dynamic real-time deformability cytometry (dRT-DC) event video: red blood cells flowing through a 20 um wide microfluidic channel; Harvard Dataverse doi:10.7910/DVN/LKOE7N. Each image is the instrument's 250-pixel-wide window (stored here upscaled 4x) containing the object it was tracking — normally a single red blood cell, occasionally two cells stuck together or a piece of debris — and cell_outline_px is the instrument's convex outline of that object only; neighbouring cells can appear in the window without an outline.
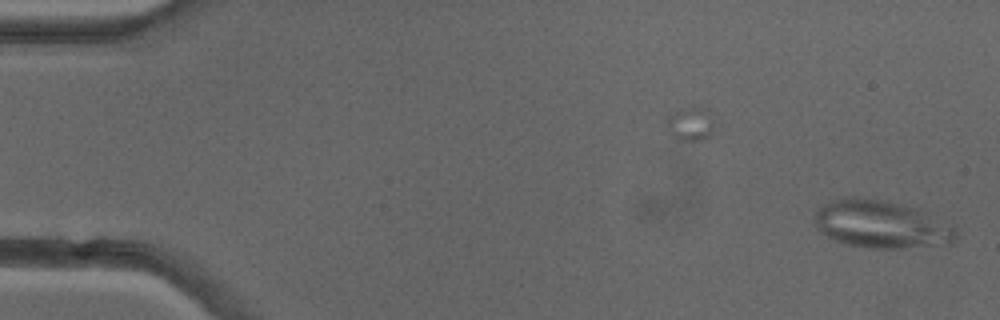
{"species": "common noctule bat (a hibernating species)", "species_latin": "Nyctalus noctula", "temperature_condition": "cold", "stored_images_in_passage": 16, "camera_frame_rate_fps": 3000, "um_per_image_px": 0.085, "animal": {"sex": "female"}, "frame": {"image": 1, "passage_image": 1, "time_ms": 0.0, "image_size_px": [1000, 320], "cell_outline_px": [[956, 244], [900, 248], [868, 248], [848, 244], [836, 240], [820, 232], [816, 228], [816, 212], [824, 204], [844, 196], [852, 196], [884, 200], [900, 204], [924, 212], [952, 228], [956, 232]], "centroid_in_image_um": [74.88, 19.08], "position_along_channel_um": 10.1, "area_um2": 38.73}}